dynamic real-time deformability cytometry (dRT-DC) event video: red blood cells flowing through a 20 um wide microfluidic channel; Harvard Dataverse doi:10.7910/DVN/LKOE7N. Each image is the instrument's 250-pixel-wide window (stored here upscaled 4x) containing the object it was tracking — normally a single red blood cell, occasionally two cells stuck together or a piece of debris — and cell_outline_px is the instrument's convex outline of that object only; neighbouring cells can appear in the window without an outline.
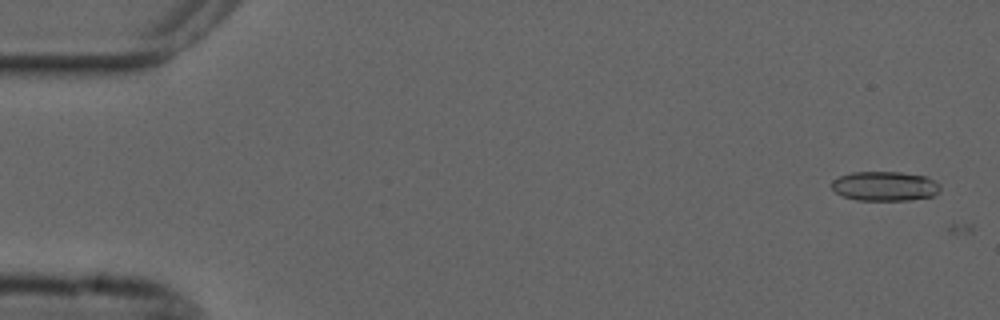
{"species": "common noctule bat (a hibernating species)", "species_latin": "Nyctalus noctula", "temperature_condition": "cold", "stored_images_in_passage": 3, "camera_frame_rate_fps": 3000, "um_per_image_px": 0.085, "animal": {"sex": "male", "forearm_length_mm": 52.5}, "frame": {"image": 1, "passage_image": 2, "time_ms": 0.333, "image_size_px": [1000, 320], "cell_outline_px": [[940, 192], [932, 196], [908, 200], [856, 200], [844, 196], [836, 192], [832, 188], [832, 180], [840, 176], [852, 172], [900, 172], [924, 176], [940, 184]], "centroid_in_image_um": [75.21, 15.82], "position_along_channel_um": 9.8, "area_um2": 18.55}}